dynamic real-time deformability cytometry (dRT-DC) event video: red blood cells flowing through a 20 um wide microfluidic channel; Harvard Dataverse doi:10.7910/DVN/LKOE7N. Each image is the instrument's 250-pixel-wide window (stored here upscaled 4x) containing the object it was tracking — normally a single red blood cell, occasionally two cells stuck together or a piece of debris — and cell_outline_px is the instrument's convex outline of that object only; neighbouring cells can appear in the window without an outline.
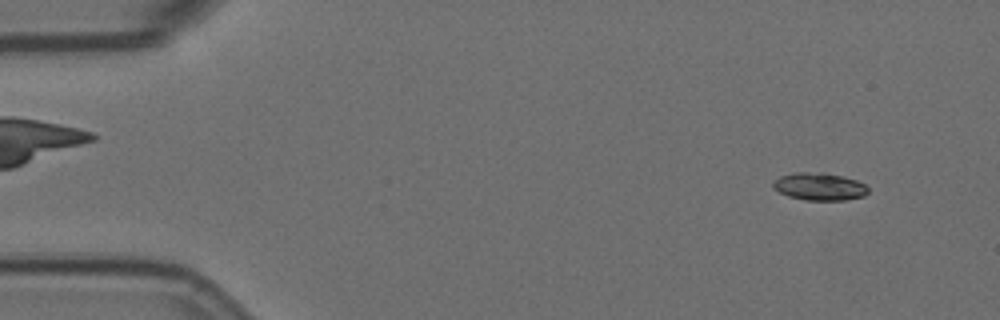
{"species": "Egyptian fruit bat (a non-hibernating species)", "species_latin": "Rousettus aegyptiacus", "temperature_condition": "room temperature", "stored_images_in_passage": 58, "camera_frame_rate_fps": 3000, "um_per_image_px": 0.085, "animal": {"sex": "female"}, "frame": {"image": 1, "passage_image": 5, "time_ms": 1.333, "image_size_px": [1000, 320], "cell_outline_px": [[868, 192], [864, 196], [844, 200], [804, 200], [788, 196], [772, 188], [772, 180], [780, 176], [796, 172], [824, 172], [856, 180], [864, 184], [868, 188]], "centroid_in_image_um": [69.61, 15.85], "position_along_channel_um": 15.4, "area_um2": 15.32}}
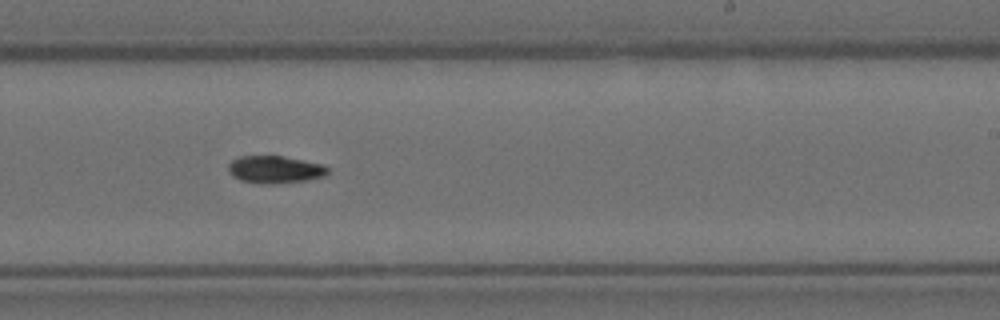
{"frame": {"image": 2, "passage_image": 35, "time_ms": 11.333, "image_size_px": [1000, 320], "cell_outline_px": [[328, 172], [324, 176], [308, 180], [272, 184], [260, 184], [240, 180], [232, 176], [228, 172], [228, 164], [232, 160], [240, 156], [280, 156], [304, 160], [324, 164], [328, 168]], "centroid_in_image_um": [23.36, 14.41], "position_along_channel_um": 265.6, "area_um2": 16.01}}
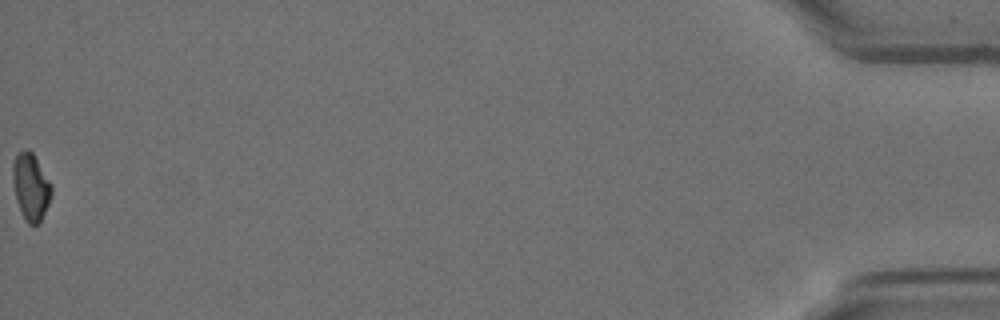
{"frame": {"image": 3, "passage_image": 58, "time_ms": 19.0, "image_size_px": [1000, 320], "cell_outline_px": [[52, 196], [40, 224], [28, 224], [16, 200], [12, 180], [12, 164], [16, 156], [24, 148], [28, 148], [32, 152], [52, 184]], "centroid_in_image_um": [2.63, 15.87], "position_along_channel_um": 432.6, "area_um2": 15.2}, "authors_computed_cell_mechanics": {"area_um2": 15.4904, "velocity_mm_per_s": 3.5308, "shape_relaxation_time_tau1_ms": 7.0073, "shape_relaxation_time_tau2_ms": null, "deformation_change_tau1": 0.1803, "deformation_change_tau2": null}}